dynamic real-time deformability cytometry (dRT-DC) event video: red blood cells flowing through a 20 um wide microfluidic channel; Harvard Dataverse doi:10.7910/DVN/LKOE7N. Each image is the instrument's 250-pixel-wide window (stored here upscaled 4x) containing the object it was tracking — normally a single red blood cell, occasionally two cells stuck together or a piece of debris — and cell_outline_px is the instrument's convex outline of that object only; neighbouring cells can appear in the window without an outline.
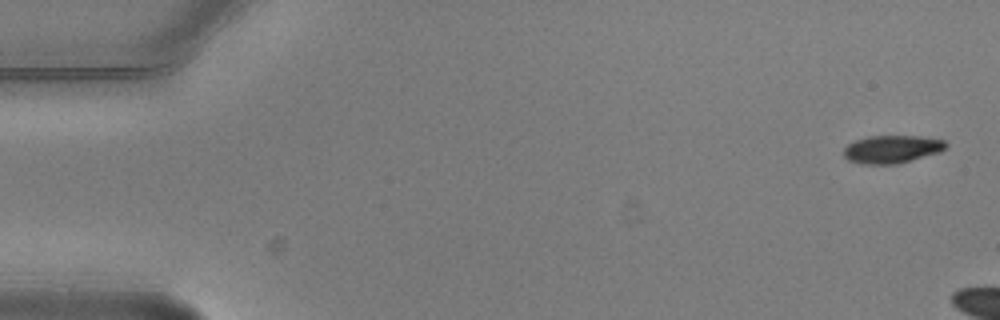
{"species": "common noctule bat (a hibernating species)", "species_latin": "Nyctalus noctula", "temperature_condition": "warm", "stored_images_in_passage": 3, "camera_frame_rate_fps": 3000, "um_per_image_px": 0.085, "animal": {"sex": "male", "body_mass_g": 20.5, "forearm_length_mm": 52.5}, "frame": {"image": 1, "passage_image": 1, "time_ms": 0.0, "image_size_px": [1000, 320], "cell_outline_px": [[948, 144], [940, 152], [896, 164], [860, 164], [848, 160], [844, 156], [844, 148], [848, 144], [856, 140], [868, 136], [920, 136], [944, 140]], "centroid_in_image_um": [75.8, 12.68], "position_along_channel_um": 9.2, "area_um2": 16.53}}